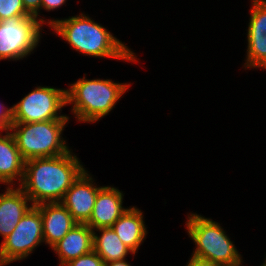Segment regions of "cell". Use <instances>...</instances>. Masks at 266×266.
Masks as SVG:
<instances>
[{
	"instance_id": "obj_1",
	"label": "cell",
	"mask_w": 266,
	"mask_h": 266,
	"mask_svg": "<svg viewBox=\"0 0 266 266\" xmlns=\"http://www.w3.org/2000/svg\"><path fill=\"white\" fill-rule=\"evenodd\" d=\"M80 161L71 150L56 157L27 160L19 187L33 206L61 202L73 182L86 169Z\"/></svg>"
},
{
	"instance_id": "obj_2",
	"label": "cell",
	"mask_w": 266,
	"mask_h": 266,
	"mask_svg": "<svg viewBox=\"0 0 266 266\" xmlns=\"http://www.w3.org/2000/svg\"><path fill=\"white\" fill-rule=\"evenodd\" d=\"M48 24L56 35L80 54L138 62L136 54L126 44L84 13L63 19H48Z\"/></svg>"
},
{
	"instance_id": "obj_3",
	"label": "cell",
	"mask_w": 266,
	"mask_h": 266,
	"mask_svg": "<svg viewBox=\"0 0 266 266\" xmlns=\"http://www.w3.org/2000/svg\"><path fill=\"white\" fill-rule=\"evenodd\" d=\"M131 83L114 82L111 79H86L84 76L66 89L67 105L78 122L96 123L115 108Z\"/></svg>"
},
{
	"instance_id": "obj_4",
	"label": "cell",
	"mask_w": 266,
	"mask_h": 266,
	"mask_svg": "<svg viewBox=\"0 0 266 266\" xmlns=\"http://www.w3.org/2000/svg\"><path fill=\"white\" fill-rule=\"evenodd\" d=\"M69 119L33 123H13L10 132L24 161L56 157L69 152L62 134Z\"/></svg>"
},
{
	"instance_id": "obj_5",
	"label": "cell",
	"mask_w": 266,
	"mask_h": 266,
	"mask_svg": "<svg viewBox=\"0 0 266 266\" xmlns=\"http://www.w3.org/2000/svg\"><path fill=\"white\" fill-rule=\"evenodd\" d=\"M187 216L186 231L196 245L193 256L222 266L234 265L243 260L234 242L218 222L197 213H189Z\"/></svg>"
},
{
	"instance_id": "obj_6",
	"label": "cell",
	"mask_w": 266,
	"mask_h": 266,
	"mask_svg": "<svg viewBox=\"0 0 266 266\" xmlns=\"http://www.w3.org/2000/svg\"><path fill=\"white\" fill-rule=\"evenodd\" d=\"M66 106V89L37 86L12 106V120L13 123H33L70 119L66 114H60Z\"/></svg>"
},
{
	"instance_id": "obj_7",
	"label": "cell",
	"mask_w": 266,
	"mask_h": 266,
	"mask_svg": "<svg viewBox=\"0 0 266 266\" xmlns=\"http://www.w3.org/2000/svg\"><path fill=\"white\" fill-rule=\"evenodd\" d=\"M42 26L32 15L0 21V61H16L31 55L41 40Z\"/></svg>"
},
{
	"instance_id": "obj_8",
	"label": "cell",
	"mask_w": 266,
	"mask_h": 266,
	"mask_svg": "<svg viewBox=\"0 0 266 266\" xmlns=\"http://www.w3.org/2000/svg\"><path fill=\"white\" fill-rule=\"evenodd\" d=\"M43 242L41 213L36 206H32L1 242L0 266L26 259Z\"/></svg>"
},
{
	"instance_id": "obj_9",
	"label": "cell",
	"mask_w": 266,
	"mask_h": 266,
	"mask_svg": "<svg viewBox=\"0 0 266 266\" xmlns=\"http://www.w3.org/2000/svg\"><path fill=\"white\" fill-rule=\"evenodd\" d=\"M245 69L266 70V0H251ZM257 67V68H256Z\"/></svg>"
},
{
	"instance_id": "obj_10",
	"label": "cell",
	"mask_w": 266,
	"mask_h": 266,
	"mask_svg": "<svg viewBox=\"0 0 266 266\" xmlns=\"http://www.w3.org/2000/svg\"><path fill=\"white\" fill-rule=\"evenodd\" d=\"M93 177L85 169L65 193L61 203L79 224H86L93 212L98 191L103 186H97Z\"/></svg>"
},
{
	"instance_id": "obj_11",
	"label": "cell",
	"mask_w": 266,
	"mask_h": 266,
	"mask_svg": "<svg viewBox=\"0 0 266 266\" xmlns=\"http://www.w3.org/2000/svg\"><path fill=\"white\" fill-rule=\"evenodd\" d=\"M124 194L115 187L103 186L96 196L92 215L86 223L92 230L112 227L114 222L128 209L123 205Z\"/></svg>"
},
{
	"instance_id": "obj_12",
	"label": "cell",
	"mask_w": 266,
	"mask_h": 266,
	"mask_svg": "<svg viewBox=\"0 0 266 266\" xmlns=\"http://www.w3.org/2000/svg\"><path fill=\"white\" fill-rule=\"evenodd\" d=\"M43 223V241L53 247L77 222L61 202L43 203L36 206Z\"/></svg>"
},
{
	"instance_id": "obj_13",
	"label": "cell",
	"mask_w": 266,
	"mask_h": 266,
	"mask_svg": "<svg viewBox=\"0 0 266 266\" xmlns=\"http://www.w3.org/2000/svg\"><path fill=\"white\" fill-rule=\"evenodd\" d=\"M32 206L29 197L19 186H7L6 191L0 193V236L3 240Z\"/></svg>"
},
{
	"instance_id": "obj_14",
	"label": "cell",
	"mask_w": 266,
	"mask_h": 266,
	"mask_svg": "<svg viewBox=\"0 0 266 266\" xmlns=\"http://www.w3.org/2000/svg\"><path fill=\"white\" fill-rule=\"evenodd\" d=\"M60 266L93 250V230L87 224L77 223L52 248Z\"/></svg>"
},
{
	"instance_id": "obj_15",
	"label": "cell",
	"mask_w": 266,
	"mask_h": 266,
	"mask_svg": "<svg viewBox=\"0 0 266 266\" xmlns=\"http://www.w3.org/2000/svg\"><path fill=\"white\" fill-rule=\"evenodd\" d=\"M0 131V183L5 186L21 184L24 176L25 161L16 146L15 139L10 131Z\"/></svg>"
},
{
	"instance_id": "obj_16",
	"label": "cell",
	"mask_w": 266,
	"mask_h": 266,
	"mask_svg": "<svg viewBox=\"0 0 266 266\" xmlns=\"http://www.w3.org/2000/svg\"><path fill=\"white\" fill-rule=\"evenodd\" d=\"M143 216V212L139 208L128 207L112 226L120 240L134 254H136L142 242L144 243L148 233Z\"/></svg>"
},
{
	"instance_id": "obj_17",
	"label": "cell",
	"mask_w": 266,
	"mask_h": 266,
	"mask_svg": "<svg viewBox=\"0 0 266 266\" xmlns=\"http://www.w3.org/2000/svg\"><path fill=\"white\" fill-rule=\"evenodd\" d=\"M93 250L102 258L105 264L126 259L130 253L133 256L136 255L120 240L112 227L93 230Z\"/></svg>"
},
{
	"instance_id": "obj_18",
	"label": "cell",
	"mask_w": 266,
	"mask_h": 266,
	"mask_svg": "<svg viewBox=\"0 0 266 266\" xmlns=\"http://www.w3.org/2000/svg\"><path fill=\"white\" fill-rule=\"evenodd\" d=\"M19 16H31L22 0H0V21Z\"/></svg>"
},
{
	"instance_id": "obj_19",
	"label": "cell",
	"mask_w": 266,
	"mask_h": 266,
	"mask_svg": "<svg viewBox=\"0 0 266 266\" xmlns=\"http://www.w3.org/2000/svg\"><path fill=\"white\" fill-rule=\"evenodd\" d=\"M63 266H106L102 258L94 251L70 260Z\"/></svg>"
},
{
	"instance_id": "obj_20",
	"label": "cell",
	"mask_w": 266,
	"mask_h": 266,
	"mask_svg": "<svg viewBox=\"0 0 266 266\" xmlns=\"http://www.w3.org/2000/svg\"><path fill=\"white\" fill-rule=\"evenodd\" d=\"M13 124L12 107L6 108L4 104L0 103V131H9Z\"/></svg>"
},
{
	"instance_id": "obj_21",
	"label": "cell",
	"mask_w": 266,
	"mask_h": 266,
	"mask_svg": "<svg viewBox=\"0 0 266 266\" xmlns=\"http://www.w3.org/2000/svg\"><path fill=\"white\" fill-rule=\"evenodd\" d=\"M23 6L25 10L32 16H35L38 21H40L43 25L48 24V21L44 18L39 17L41 14L39 13L41 10V0H22ZM39 15V16H38Z\"/></svg>"
},
{
	"instance_id": "obj_22",
	"label": "cell",
	"mask_w": 266,
	"mask_h": 266,
	"mask_svg": "<svg viewBox=\"0 0 266 266\" xmlns=\"http://www.w3.org/2000/svg\"><path fill=\"white\" fill-rule=\"evenodd\" d=\"M67 0H41V9L46 11H54L66 4Z\"/></svg>"
},
{
	"instance_id": "obj_23",
	"label": "cell",
	"mask_w": 266,
	"mask_h": 266,
	"mask_svg": "<svg viewBox=\"0 0 266 266\" xmlns=\"http://www.w3.org/2000/svg\"><path fill=\"white\" fill-rule=\"evenodd\" d=\"M185 266H222V265L212 262L210 260L202 259L191 255L187 265Z\"/></svg>"
},
{
	"instance_id": "obj_24",
	"label": "cell",
	"mask_w": 266,
	"mask_h": 266,
	"mask_svg": "<svg viewBox=\"0 0 266 266\" xmlns=\"http://www.w3.org/2000/svg\"><path fill=\"white\" fill-rule=\"evenodd\" d=\"M126 260L127 259L111 261L109 263H106V266H131Z\"/></svg>"
},
{
	"instance_id": "obj_25",
	"label": "cell",
	"mask_w": 266,
	"mask_h": 266,
	"mask_svg": "<svg viewBox=\"0 0 266 266\" xmlns=\"http://www.w3.org/2000/svg\"><path fill=\"white\" fill-rule=\"evenodd\" d=\"M242 263H243V261H241V262H239L237 264H234V265H225V266H243Z\"/></svg>"
},
{
	"instance_id": "obj_26",
	"label": "cell",
	"mask_w": 266,
	"mask_h": 266,
	"mask_svg": "<svg viewBox=\"0 0 266 266\" xmlns=\"http://www.w3.org/2000/svg\"><path fill=\"white\" fill-rule=\"evenodd\" d=\"M260 266H266V262L264 261Z\"/></svg>"
}]
</instances>
